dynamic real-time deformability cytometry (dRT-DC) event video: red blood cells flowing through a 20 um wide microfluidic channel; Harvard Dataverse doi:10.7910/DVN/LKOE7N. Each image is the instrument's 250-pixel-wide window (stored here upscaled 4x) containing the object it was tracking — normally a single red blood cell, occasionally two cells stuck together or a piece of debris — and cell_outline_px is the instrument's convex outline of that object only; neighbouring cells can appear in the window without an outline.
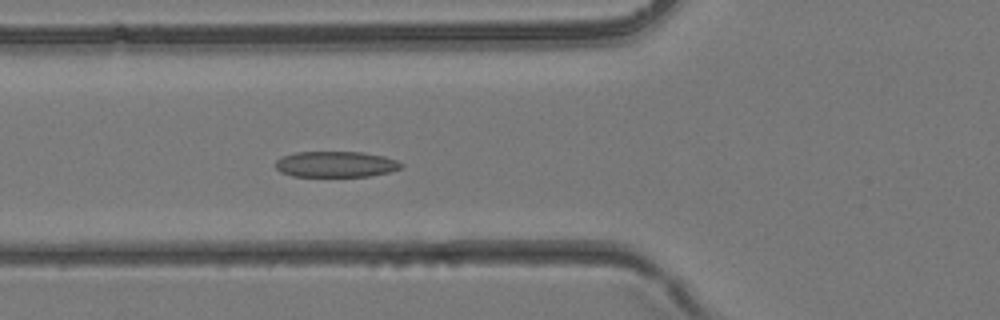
{"species": "common noctule bat (a hibernating species)", "species_latin": "Nyctalus noctula", "temperature_condition": "room temperature", "stored_images_in_passage": 40, "camera_frame_rate_fps": 3000, "um_per_image_px": 0.085, "animal": {"sex": "female", "body_mass_g": 24.6, "forearm_length_mm": 56.2}, "frame": {"image": 1, "passage_image": 15, "time_ms": 4.667, "image_size_px": [1000, 320], "cell_outline_px": [[404, 164], [400, 168], [388, 172], [368, 176], [292, 176], [280, 172], [276, 168], [276, 160], [280, 156], [296, 152], [364, 152], [384, 156], [396, 160]], "centroid_in_image_um": [28.51, 13.95], "position_along_channel_um": 97.3, "area_um2": 18.96}}
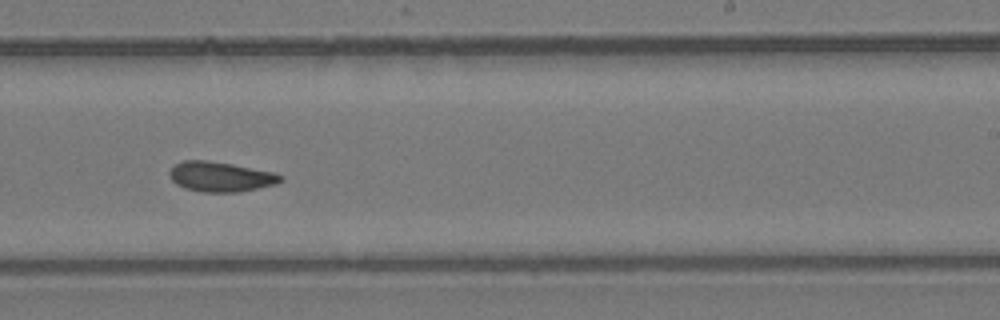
{"frame": {"image": 2, "passage_image": 25, "time_ms": 8.0, "image_size_px": [1000, 320], "cell_outline_px": [[284, 180], [276, 184], [240, 192], [204, 192], [184, 188], [176, 184], [168, 176], [168, 172], [176, 164], [184, 160], [208, 160], [232, 164], [276, 172], [284, 176]], "centroid_in_image_um": [18.78, 15.02], "position_along_channel_um": 270.2, "area_um2": 19.59}}
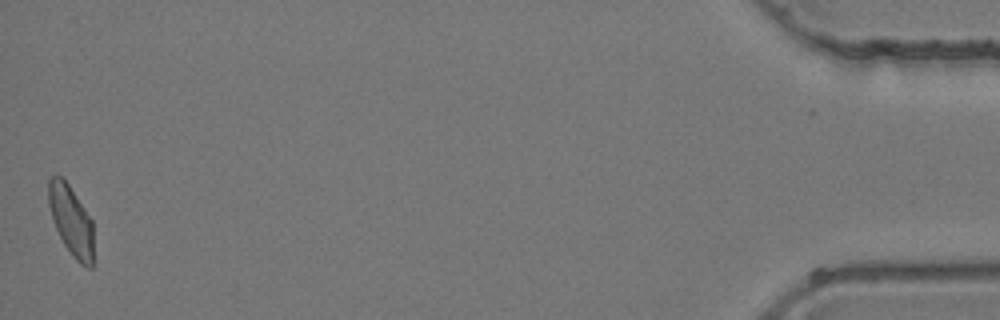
{"frame": {"image": 3, "passage_image": 40, "time_ms": 13.0, "image_size_px": [1000, 320], "cell_outline_px": [[92, 268], [88, 268], [80, 264], [76, 260], [64, 244], [56, 228], [48, 204], [48, 180], [52, 176], [60, 176], [68, 184], [92, 220]], "centroid_in_image_um": [6.03, 18.75], "position_along_channel_um": 429.2, "area_um2": 17.92}}